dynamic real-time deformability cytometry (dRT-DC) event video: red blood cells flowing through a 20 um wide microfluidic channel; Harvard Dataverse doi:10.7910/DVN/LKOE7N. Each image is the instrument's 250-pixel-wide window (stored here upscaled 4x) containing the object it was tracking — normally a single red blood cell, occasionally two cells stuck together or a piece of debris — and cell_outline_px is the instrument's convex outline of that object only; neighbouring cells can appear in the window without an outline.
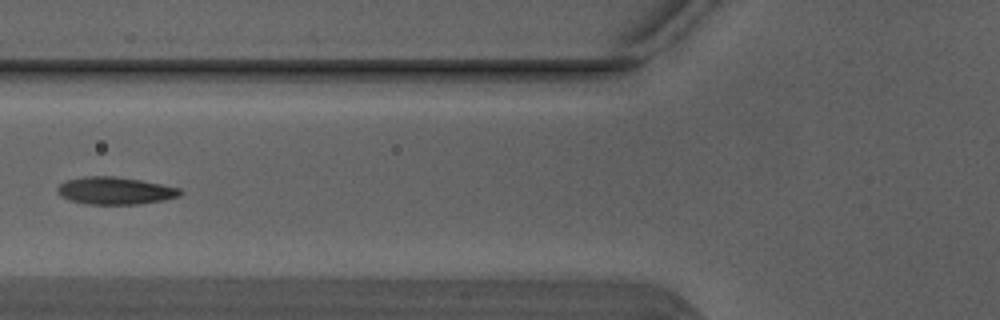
{"species": "Egyptian fruit bat (a non-hibernating species)", "species_latin": "Rousettus aegyptiacus", "temperature_condition": "warm", "stored_images_in_passage": 4, "camera_frame_rate_fps": 3000, "um_per_image_px": 0.085, "animal": {"sex": "male"}, "frame": {"image": 1, "passage_image": 4, "time_ms": 1.0, "image_size_px": [1000, 320], "cell_outline_px": [[184, 192], [180, 196], [164, 200], [140, 204], [88, 204], [72, 200], [60, 196], [56, 192], [56, 188], [60, 184], [68, 180], [84, 176], [116, 176], [140, 180], [180, 188]], "centroid_in_image_um": [9.8, 16.21], "position_along_channel_um": 116.0, "area_um2": 19.59}}